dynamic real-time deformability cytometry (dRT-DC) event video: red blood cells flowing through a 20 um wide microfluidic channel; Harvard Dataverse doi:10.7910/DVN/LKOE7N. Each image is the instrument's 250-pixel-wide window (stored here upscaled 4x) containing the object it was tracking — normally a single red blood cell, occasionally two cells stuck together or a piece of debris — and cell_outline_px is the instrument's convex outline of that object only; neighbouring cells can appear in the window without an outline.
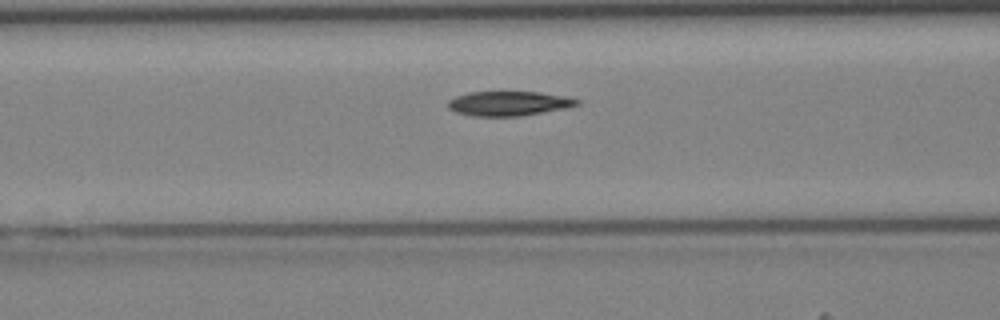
{"species": "Egyptian fruit bat (a non-hibernating species)", "species_latin": "Rousettus aegyptiacus", "temperature_condition": "cold", "stored_images_in_passage": 24, "camera_frame_rate_fps": 3000, "um_per_image_px": 0.085, "animal": {"sex": "female"}, "frame": {"image": 1, "passage_image": 6, "time_ms": 1.667, "image_size_px": [1000, 320], "cell_outline_px": [[580, 104], [564, 108], [520, 116], [472, 116], [456, 112], [448, 108], [448, 100], [456, 96], [468, 92], [540, 92], [568, 96], [580, 100]], "centroid_in_image_um": [43.24, 8.79], "position_along_channel_um": 123.4, "area_um2": 18.44}}
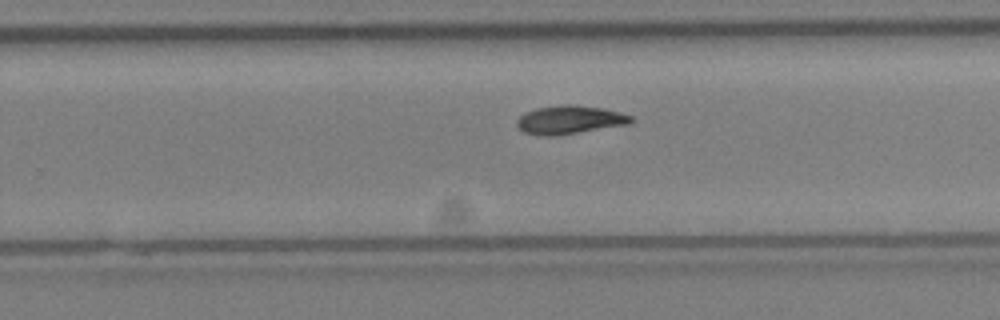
{"frame": {"image": 2, "passage_image": 16, "time_ms": 5.0, "image_size_px": [1000, 320], "cell_outline_px": [[636, 120], [628, 124], [556, 136], [544, 136], [524, 132], [516, 124], [516, 120], [524, 112], [536, 108], [560, 104], [572, 104], [604, 108], [620, 112], [632, 116]], "centroid_in_image_um": [48.43, 10.17], "position_along_channel_um": 281.4, "area_um2": 19.07}}
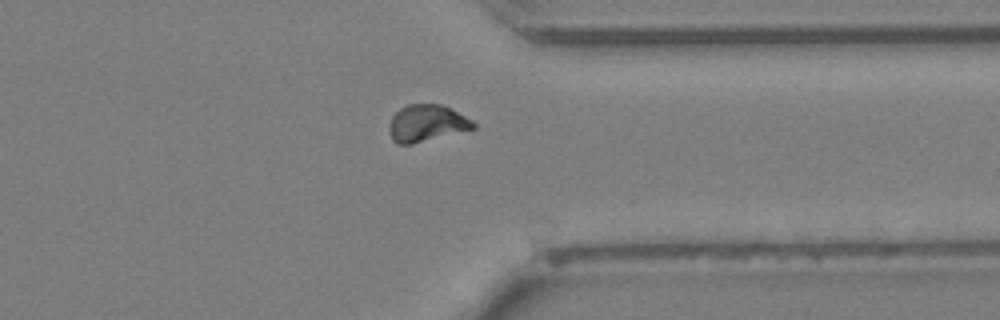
{"frame": {"image": 3, "passage_image": 22, "time_ms": 7.0, "image_size_px": [1000, 320], "cell_outline_px": [[476, 128], [412, 144], [396, 144], [392, 140], [388, 128], [388, 124], [392, 116], [400, 108], [408, 104], [440, 104], [472, 120], [476, 124]], "centroid_in_image_um": [36.22, 10.48], "position_along_channel_um": 375.2, "area_um2": 17.98}}